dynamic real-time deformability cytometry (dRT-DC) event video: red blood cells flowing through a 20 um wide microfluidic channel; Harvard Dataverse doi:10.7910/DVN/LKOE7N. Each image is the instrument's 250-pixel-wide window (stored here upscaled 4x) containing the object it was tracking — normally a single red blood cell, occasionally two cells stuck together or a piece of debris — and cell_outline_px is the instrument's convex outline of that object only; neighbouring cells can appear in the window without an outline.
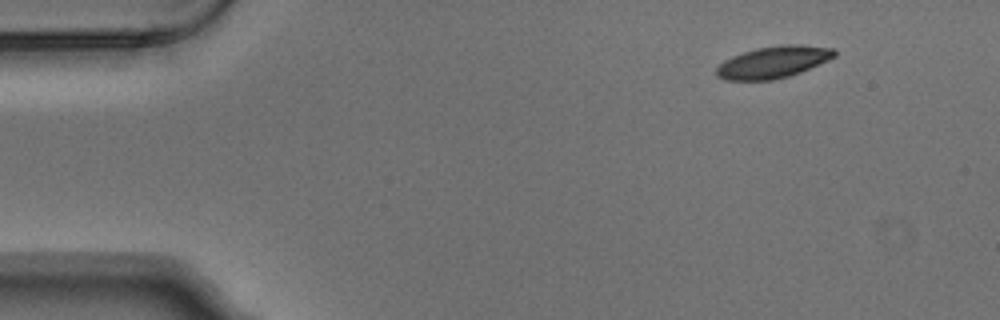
{"species": "Egyptian fruit bat (a non-hibernating species)", "species_latin": "Rousettus aegyptiacus", "temperature_condition": "warm", "stored_images_in_passage": 5, "camera_frame_rate_fps": 3000, "um_per_image_px": 0.085, "animal": {"sex": "male"}, "frame": {"image": 1, "passage_image": 1, "time_ms": 0.0, "image_size_px": [1000, 320], "cell_outline_px": [[836, 56], [828, 60], [800, 72], [788, 76], [772, 80], [724, 80], [716, 76], [716, 68], [724, 60], [732, 56], [756, 48], [780, 44], [800, 44], [832, 48], [836, 52]], "centroid_in_image_um": [65.71, 5.27], "position_along_channel_um": 19.3, "area_um2": 21.91}}
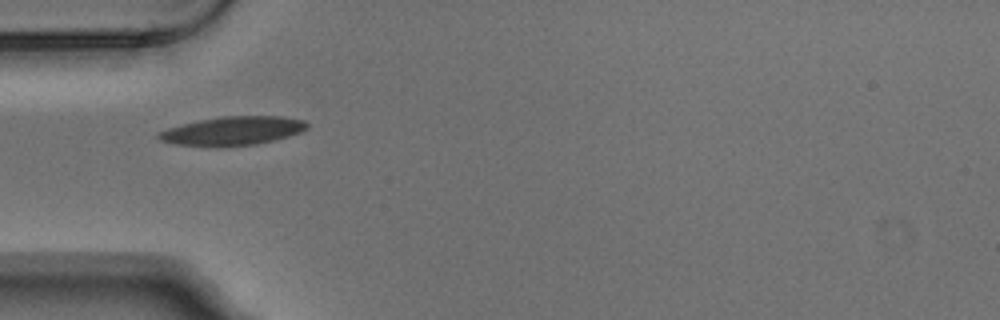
{"frame": {"image": 2, "passage_image": 4, "time_ms": 1.0, "image_size_px": [1000, 320], "cell_outline_px": [[308, 128], [300, 132], [288, 136], [256, 144], [220, 148], [216, 148], [176, 144], [160, 140], [156, 136], [160, 132], [168, 128], [200, 120], [220, 116], [280, 116], [304, 120], [308, 124]], "centroid_in_image_um": [19.77, 11.14], "position_along_channel_um": 65.2, "area_um2": 24.97}}
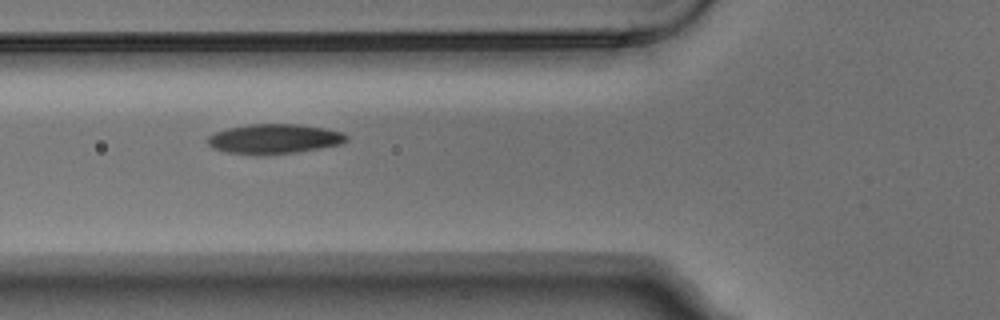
{"frame": {"image": 3, "passage_image": 5, "time_ms": 1.333, "image_size_px": [1000, 320], "cell_outline_px": [[348, 140], [340, 144], [320, 148], [296, 152], [264, 156], [260, 156], [224, 152], [212, 148], [208, 144], [208, 136], [216, 132], [228, 128], [248, 124], [296, 124], [324, 128], [340, 132], [348, 136]], "centroid_in_image_um": [23.27, 11.82], "position_along_channel_um": 102.5, "area_um2": 24.22}}